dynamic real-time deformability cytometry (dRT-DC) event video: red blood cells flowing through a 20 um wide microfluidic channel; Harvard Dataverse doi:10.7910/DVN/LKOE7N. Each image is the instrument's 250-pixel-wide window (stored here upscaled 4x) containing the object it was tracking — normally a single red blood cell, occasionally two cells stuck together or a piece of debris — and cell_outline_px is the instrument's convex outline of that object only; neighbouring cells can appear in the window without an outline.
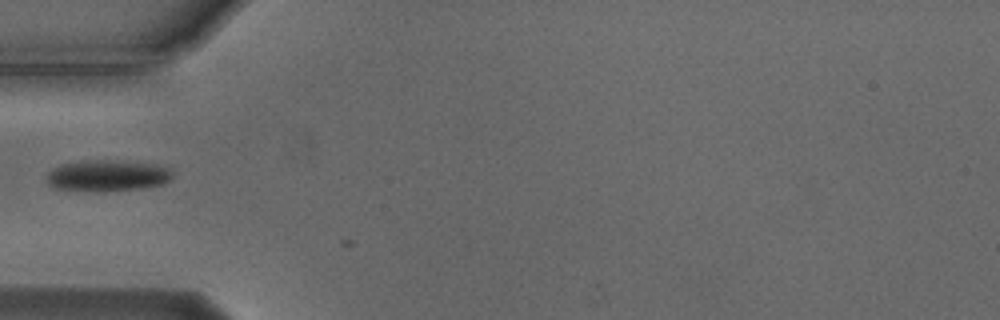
{"species": "Egyptian fruit bat (a non-hibernating species)", "species_latin": "Rousettus aegyptiacus", "temperature_condition": "cold", "stored_images_in_passage": 6, "camera_frame_rate_fps": 3000, "um_per_image_px": 0.085, "animal": {"sex": "male"}, "frame": {"image": 1, "passage_image": 4, "time_ms": 1.0, "image_size_px": [1000, 320], "cell_outline_px": [[172, 180], [164, 184], [140, 188], [104, 192], [92, 192], [52, 188], [48, 184], [48, 172], [52, 168], [60, 164], [80, 160], [112, 160], [156, 164], [172, 168]], "centroid_in_image_um": [9.13, 14.93], "position_along_channel_um": 75.9, "area_um2": 23.52}}